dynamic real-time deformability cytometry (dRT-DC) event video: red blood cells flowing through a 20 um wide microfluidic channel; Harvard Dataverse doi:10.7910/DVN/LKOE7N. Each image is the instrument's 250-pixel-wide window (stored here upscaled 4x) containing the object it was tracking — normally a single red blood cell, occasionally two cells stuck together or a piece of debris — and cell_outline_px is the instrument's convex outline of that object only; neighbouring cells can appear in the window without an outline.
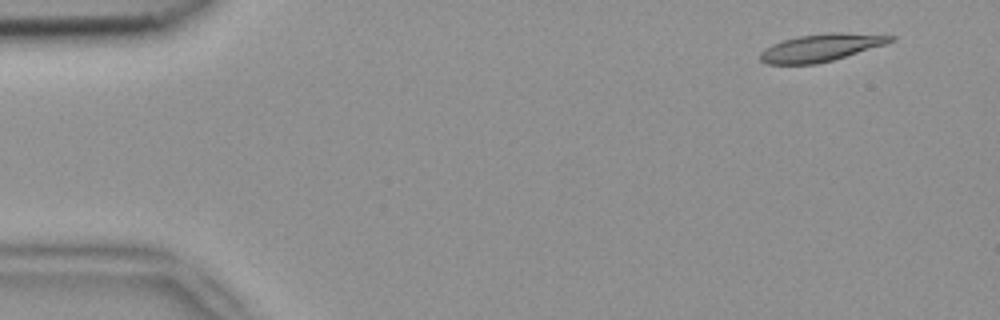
{"species": "common noctule bat (a hibernating species)", "species_latin": "Nyctalus noctula", "temperature_condition": "room temperature", "stored_images_in_passage": 6, "camera_frame_rate_fps": 3000, "um_per_image_px": 0.085, "animal": {"sex": "female", "body_mass_g": 18.4}, "frame": {"image": 1, "passage_image": 1, "time_ms": 0.0, "image_size_px": [1000, 320], "cell_outline_px": [[896, 40], [884, 44], [832, 60], [816, 64], [768, 64], [760, 60], [760, 52], [772, 44], [784, 40], [800, 36], [828, 32], [844, 32], [896, 36]], "centroid_in_image_um": [69.77, 4.04], "position_along_channel_um": 15.2, "area_um2": 20.58}}
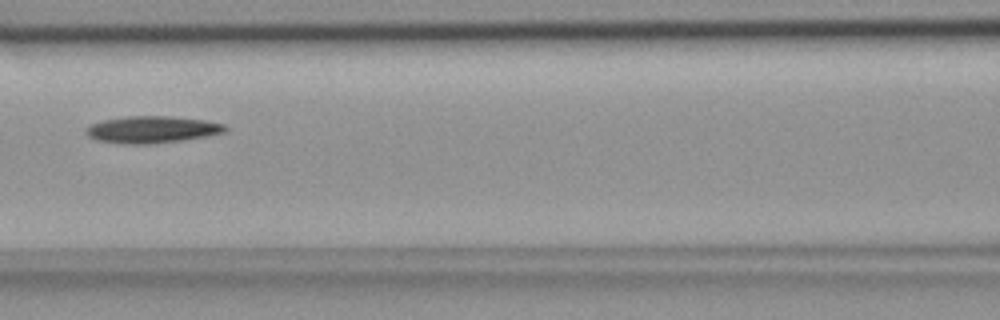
{"frame": {"image": 2, "passage_image": 5, "time_ms": 1.333, "image_size_px": [1000, 320], "cell_outline_px": [[228, 132], [208, 136], [184, 140], [148, 144], [124, 144], [96, 140], [88, 136], [84, 132], [84, 128], [92, 124], [104, 120], [128, 116], [172, 116], [204, 120], [224, 124], [228, 128]], "centroid_in_image_um": [12.94, 11.01], "position_along_channel_um": 153.7, "area_um2": 22.02}}
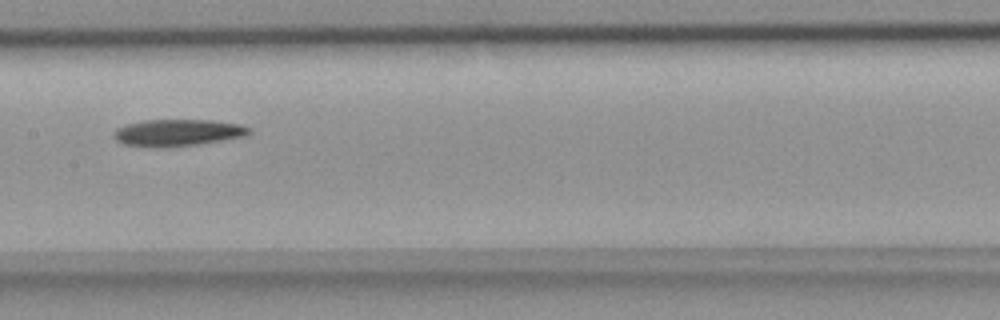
{"frame": {"image": 3, "passage_image": 6, "time_ms": 1.667, "image_size_px": [1000, 320], "cell_outline_px": [[252, 132], [248, 136], [200, 144], [164, 148], [124, 144], [116, 140], [112, 136], [116, 128], [124, 124], [144, 120], [212, 120], [240, 124], [252, 128]], "centroid_in_image_um": [15.14, 11.28], "position_along_channel_um": 192.3, "area_um2": 21.5}}